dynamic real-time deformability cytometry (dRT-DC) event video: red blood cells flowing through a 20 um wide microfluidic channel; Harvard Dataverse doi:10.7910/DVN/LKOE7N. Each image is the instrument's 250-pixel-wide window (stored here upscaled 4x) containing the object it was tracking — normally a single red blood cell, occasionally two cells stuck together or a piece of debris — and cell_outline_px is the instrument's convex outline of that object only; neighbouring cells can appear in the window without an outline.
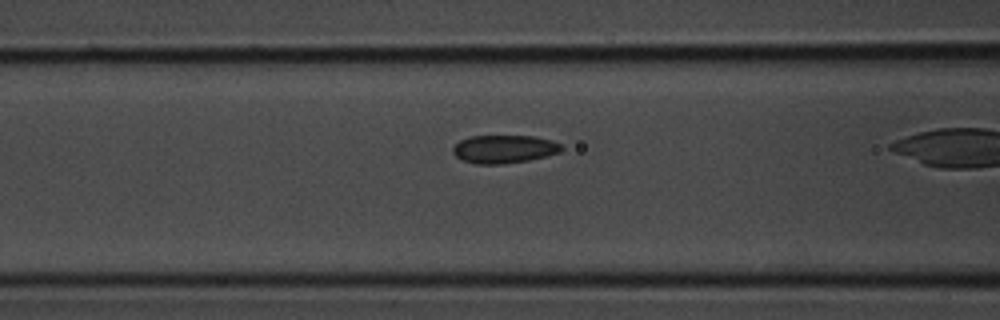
{"species": "common noctule bat (a hibernating species)", "species_latin": "Nyctalus noctula", "temperature_condition": "room temperature", "stored_images_in_passage": 31, "camera_frame_rate_fps": 3000, "um_per_image_px": 0.085, "animal": {"sex": "male", "body_mass_g": 20.1, "forearm_length_mm": 53.5}, "frame": {"image": 1, "passage_image": 14, "time_ms": 4.333, "image_size_px": [1000, 320], "cell_outline_px": [[564, 148], [560, 152], [528, 160], [504, 164], [476, 164], [464, 160], [456, 156], [452, 152], [452, 148], [460, 140], [468, 136], [532, 136], [552, 140], [560, 144]], "centroid_in_image_um": [42.84, 12.67], "position_along_channel_um": 123.8, "area_um2": 17.74}}
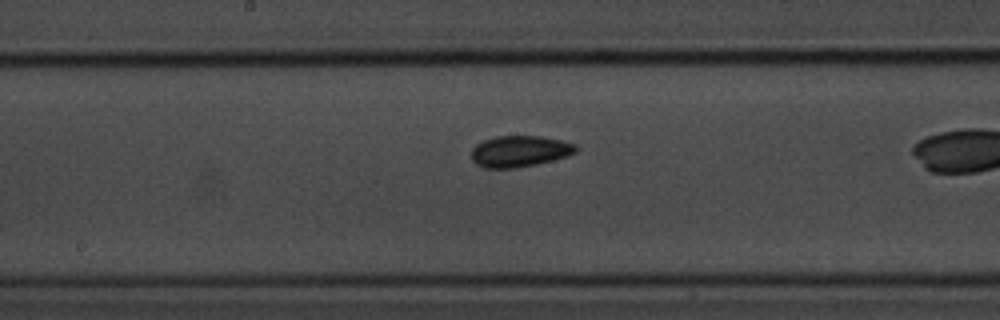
{"frame": {"image": 2, "passage_image": 19, "time_ms": 6.0, "image_size_px": [1000, 320], "cell_outline_px": [[576, 152], [568, 156], [536, 164], [516, 168], [484, 168], [476, 164], [472, 160], [472, 148], [476, 144], [484, 140], [496, 136], [540, 136], [560, 140], [576, 144]], "centroid_in_image_um": [44.15, 12.86], "position_along_channel_um": 204.0, "area_um2": 19.02}}
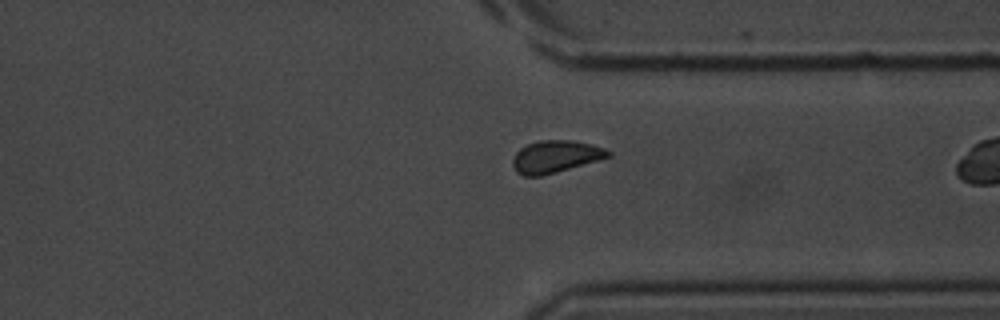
{"frame": {"image": 3, "passage_image": 29, "time_ms": 9.333, "image_size_px": [1000, 320], "cell_outline_px": [[612, 156], [556, 172], [540, 176], [524, 176], [516, 172], [512, 164], [512, 160], [516, 152], [520, 148], [528, 144], [540, 140], [572, 140], [592, 144], [604, 148], [612, 152]], "centroid_in_image_um": [47.21, 13.3], "position_along_channel_um": 364.2, "area_um2": 17.92}}